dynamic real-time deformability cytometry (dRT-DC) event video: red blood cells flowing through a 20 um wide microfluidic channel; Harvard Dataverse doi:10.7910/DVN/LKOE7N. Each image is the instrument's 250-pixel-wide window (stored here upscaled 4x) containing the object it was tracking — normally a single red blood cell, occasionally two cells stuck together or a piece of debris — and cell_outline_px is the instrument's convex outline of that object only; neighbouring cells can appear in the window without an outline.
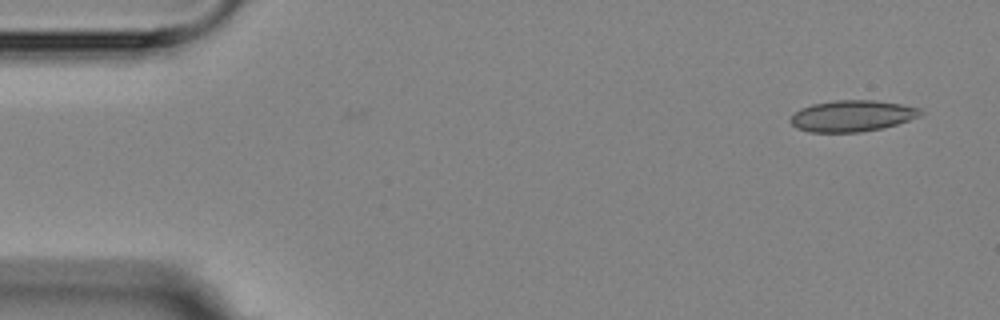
{"species": "Egyptian fruit bat (a non-hibernating species)", "species_latin": "Rousettus aegyptiacus", "temperature_condition": "room temperature", "stored_images_in_passage": 3, "camera_frame_rate_fps": 3000, "um_per_image_px": 0.085, "animal": {"sex": "female"}, "frame": {"image": 1, "passage_image": 3, "time_ms": 2.333, "image_size_px": [1000, 320], "cell_outline_px": [[924, 112], [920, 116], [896, 124], [880, 128], [860, 132], [808, 132], [796, 128], [788, 120], [800, 108], [812, 104], [836, 100], [876, 100], [900, 104], [920, 108]], "centroid_in_image_um": [72.41, 9.85], "position_along_channel_um": 12.6, "area_um2": 23.64}}